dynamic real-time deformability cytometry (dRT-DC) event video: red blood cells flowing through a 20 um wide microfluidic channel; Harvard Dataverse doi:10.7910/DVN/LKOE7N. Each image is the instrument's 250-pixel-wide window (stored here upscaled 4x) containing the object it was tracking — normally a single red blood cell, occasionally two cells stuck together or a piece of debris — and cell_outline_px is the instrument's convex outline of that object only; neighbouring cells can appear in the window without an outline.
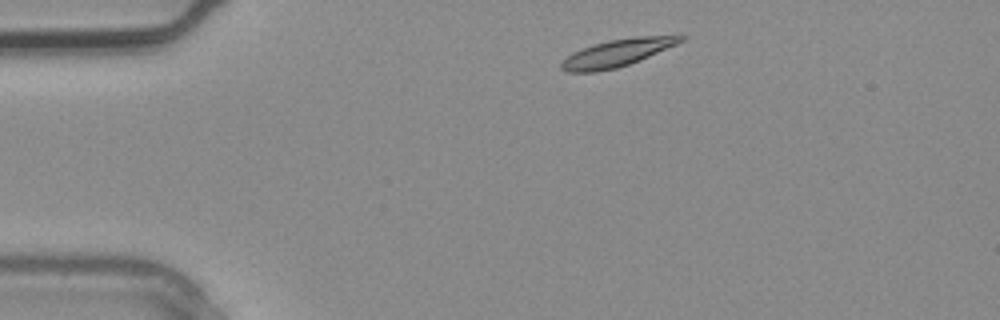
{"species": "common noctule bat (a hibernating species)", "species_latin": "Nyctalus noctula", "temperature_condition": "warm", "stored_images_in_passage": 5, "camera_frame_rate_fps": 3000, "um_per_image_px": 0.085, "animal": {"sex": "male", "body_mass_g": 20.4}, "frame": {"image": 1, "passage_image": 5, "time_ms": 1.333, "image_size_px": [1000, 320], "cell_outline_px": [[688, 36], [684, 40], [676, 44], [640, 60], [616, 68], [596, 72], [568, 72], [560, 68], [560, 60], [572, 52], [592, 44], [608, 40], [636, 36]], "centroid_in_image_um": [52.38, 4.5], "position_along_channel_um": 32.6, "area_um2": 19.02}}